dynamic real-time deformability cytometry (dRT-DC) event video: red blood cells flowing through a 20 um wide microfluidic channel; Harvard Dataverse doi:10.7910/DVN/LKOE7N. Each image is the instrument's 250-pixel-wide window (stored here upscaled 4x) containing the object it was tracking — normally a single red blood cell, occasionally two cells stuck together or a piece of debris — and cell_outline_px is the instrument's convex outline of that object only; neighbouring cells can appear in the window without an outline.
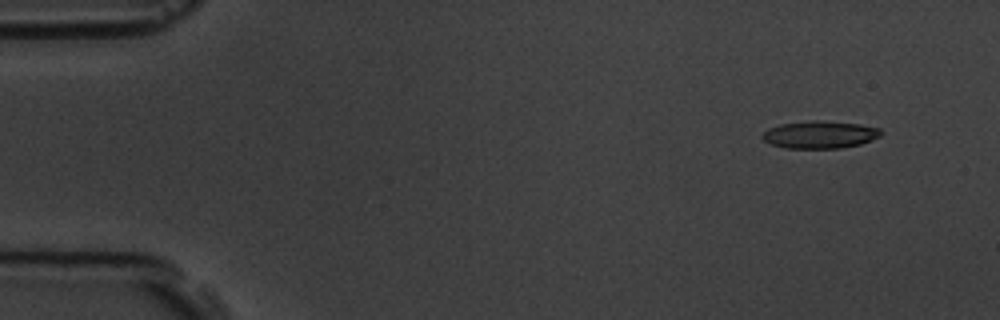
{"species": "common noctule bat (a hibernating species)", "species_latin": "Nyctalus noctula", "temperature_condition": "room temperature", "stored_images_in_passage": 5, "camera_frame_rate_fps": 3000, "um_per_image_px": 0.085, "animal": {"sex": "male", "body_mass_g": 19.5, "forearm_length_mm": 54.6}, "frame": {"image": 1, "passage_image": 2, "time_ms": 1.0, "image_size_px": [1000, 320], "cell_outline_px": [[884, 132], [880, 136], [872, 140], [860, 144], [840, 148], [784, 148], [772, 144], [764, 140], [760, 136], [768, 128], [780, 124], [812, 120], [820, 120], [860, 124], [880, 128]], "centroid_in_image_um": [69.7, 11.44], "position_along_channel_um": 15.3, "area_um2": 19.07}}
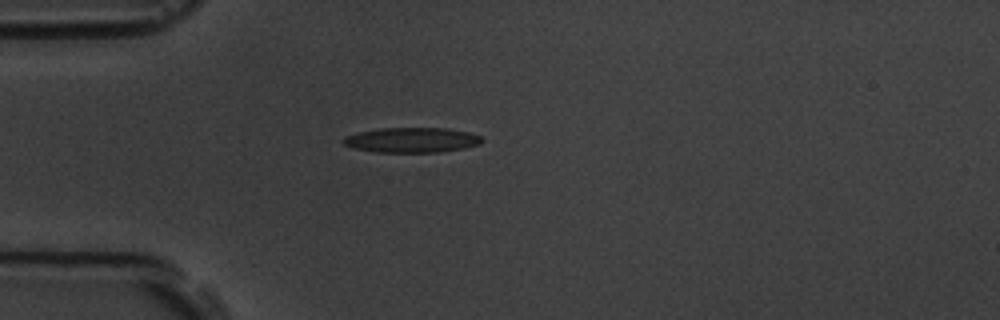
{"frame": {"image": 2, "passage_image": 5, "time_ms": 4.667, "image_size_px": [1000, 320], "cell_outline_px": [[484, 140], [480, 144], [464, 148], [436, 152], [376, 152], [352, 148], [344, 144], [340, 140], [344, 136], [360, 132], [380, 128], [444, 128], [468, 132], [480, 136]], "centroid_in_image_um": [34.97, 11.9], "position_along_channel_um": 50.0, "area_um2": 20.17}}